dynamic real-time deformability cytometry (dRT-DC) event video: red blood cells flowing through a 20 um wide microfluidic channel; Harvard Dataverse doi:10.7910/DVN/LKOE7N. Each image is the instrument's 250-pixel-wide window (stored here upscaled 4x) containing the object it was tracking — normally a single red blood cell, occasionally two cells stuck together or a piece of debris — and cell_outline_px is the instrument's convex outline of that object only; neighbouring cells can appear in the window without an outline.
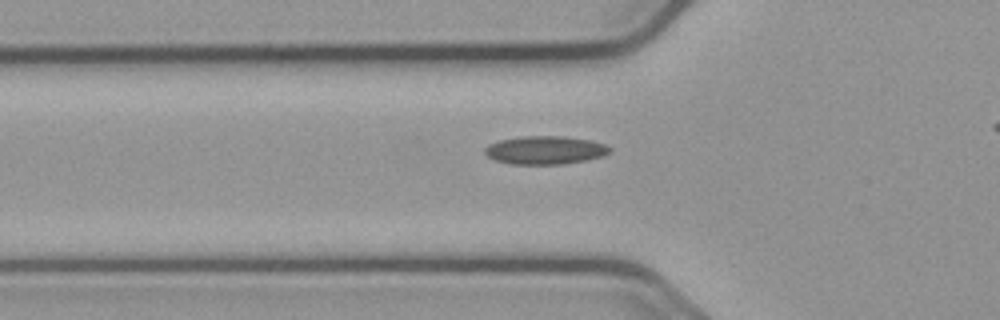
{"species": "common noctule bat (a hibernating species)", "species_latin": "Nyctalus noctula", "temperature_condition": "cold", "stored_images_in_passage": 34, "camera_frame_rate_fps": 3000, "um_per_image_px": 0.085, "animal": {"sex": "male", "body_mass_g": 23.1, "forearm_length_mm": 52.7}, "frame": {"image": 1, "passage_image": 4, "time_ms": 1.0, "image_size_px": [1000, 320], "cell_outline_px": [[612, 152], [604, 156], [588, 160], [564, 164], [508, 164], [496, 160], [488, 156], [484, 152], [484, 148], [488, 144], [500, 140], [524, 136], [564, 136], [592, 140], [604, 144], [612, 148]], "centroid_in_image_um": [46.38, 12.76], "position_along_channel_um": 79.4, "area_um2": 20.81}}
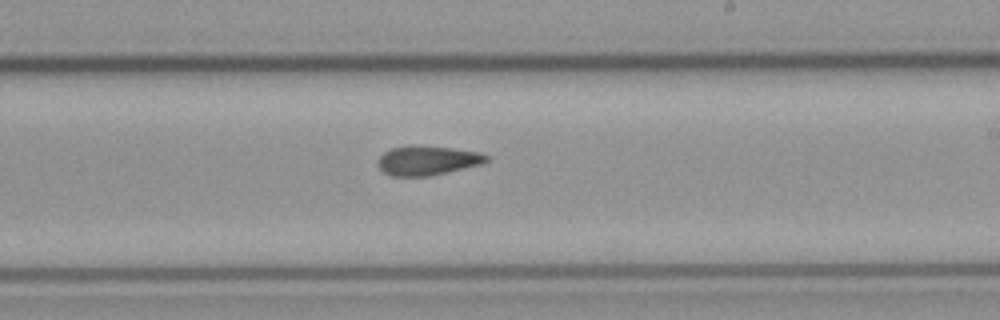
{"frame": {"image": 2, "passage_image": 18, "time_ms": 5.667, "image_size_px": [1000, 320], "cell_outline_px": [[488, 160], [480, 164], [428, 176], [392, 176], [384, 172], [376, 164], [376, 160], [384, 152], [392, 148], [412, 144], [416, 144], [452, 148], [480, 152], [488, 156]], "centroid_in_image_um": [36.27, 13.62], "position_along_channel_um": 252.7, "area_um2": 18.61}}
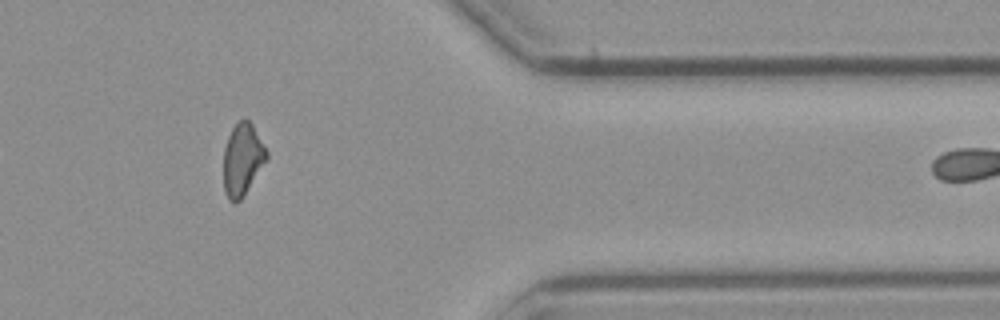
{"frame": {"image": 3, "passage_image": 31, "time_ms": 10.0, "image_size_px": [1000, 320], "cell_outline_px": [[268, 156], [240, 200], [236, 204], [228, 200], [224, 188], [224, 148], [228, 136], [232, 128], [244, 116], [252, 124], [268, 152]], "centroid_in_image_um": [20.59, 13.53], "position_along_channel_um": 390.8, "area_um2": 17.74}, "authors_computed_cell_mechanics": {"area_um2": 18.8139, "velocity_mm_per_s": 3.6879, "shape_relaxation_time_tau1_ms": null, "shape_relaxation_time_tau2_ms": 5.191, "deformation_change_tau1": null, "deformation_change_tau2": 0.124}}